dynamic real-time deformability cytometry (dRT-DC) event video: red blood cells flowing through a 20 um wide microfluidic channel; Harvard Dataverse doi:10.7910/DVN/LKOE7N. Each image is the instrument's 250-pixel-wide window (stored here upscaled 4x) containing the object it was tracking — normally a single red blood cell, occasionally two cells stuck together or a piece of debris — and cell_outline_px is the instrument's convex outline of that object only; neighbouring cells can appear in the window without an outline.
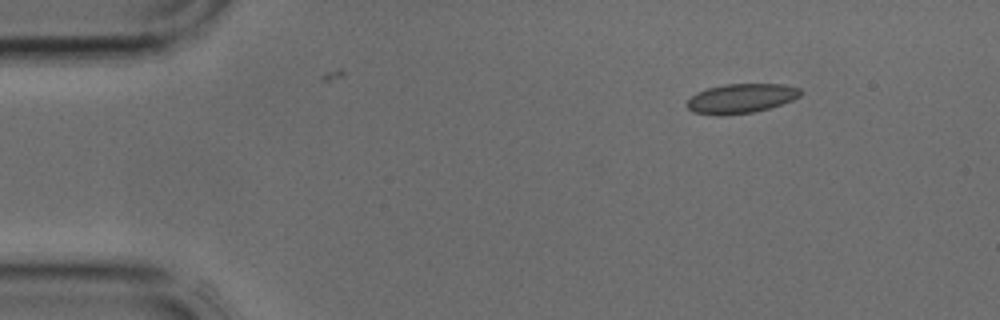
{"species": "common noctule bat (a hibernating species)", "species_latin": "Nyctalus noctula", "temperature_condition": "cold", "stored_images_in_passage": 3, "segment_of_instrument_passage": [2, 2], "camera_frame_rate_fps": 3000, "um_per_image_px": 0.085, "animal": {"sex": "male", "body_mass_g": 17.9, "forearm_length_mm": 54.2}, "frame": {"image": 1, "passage_image": 3, "time_ms": 0.667, "image_size_px": [1000, 320], "cell_outline_px": [[804, 92], [800, 96], [792, 100], [768, 108], [752, 112], [692, 112], [684, 104], [696, 92], [708, 88], [724, 84], [784, 84], [800, 88]], "centroid_in_image_um": [63.05, 8.3], "position_along_channel_um": 22.0, "area_um2": 18.73}}